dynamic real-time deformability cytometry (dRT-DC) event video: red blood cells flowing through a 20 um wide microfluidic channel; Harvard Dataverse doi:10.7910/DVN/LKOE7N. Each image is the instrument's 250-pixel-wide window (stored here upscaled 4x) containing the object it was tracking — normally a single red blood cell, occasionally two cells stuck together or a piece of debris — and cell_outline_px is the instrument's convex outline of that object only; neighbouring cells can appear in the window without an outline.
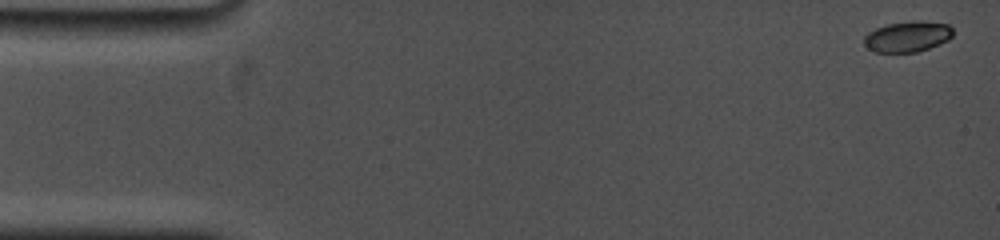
{"species": "common noctule bat (a hibernating species)", "species_latin": "Nyctalus noctula", "temperature_condition": "cold", "stored_images_in_passage": 30, "camera_frame_rate_fps": 5000, "um_per_image_px": 0.085, "animal": {"sex": "female", "body_mass_g": 19.0, "forearm_length_mm": 53.3}, "frame": {"image": 1, "passage_image": 1, "time_ms": 0.0, "image_size_px": [1000, 240], "cell_outline_px": [[952, 36], [948, 40], [928, 48], [916, 52], [876, 52], [868, 48], [864, 44], [864, 36], [868, 32], [876, 28], [888, 24], [912, 20], [916, 20], [948, 24], [952, 28]], "centroid_in_image_um": [77.13, 3.1], "position_along_channel_um": 7.9, "area_um2": 15.84}}
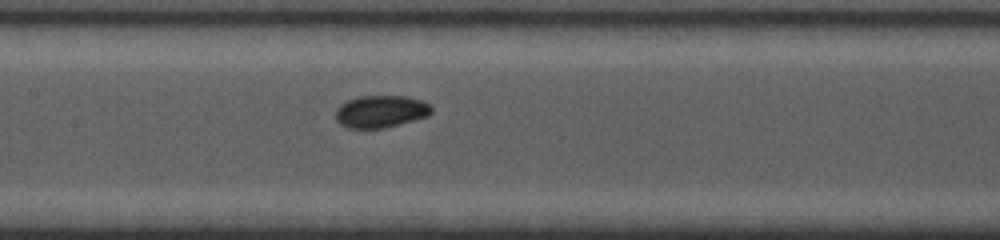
{"frame": {"image": 2, "passage_image": 15, "time_ms": 8.0, "image_size_px": [1000, 240], "cell_outline_px": [[432, 112], [428, 116], [400, 124], [384, 128], [348, 128], [340, 124], [336, 120], [336, 108], [340, 104], [348, 100], [360, 96], [408, 96], [420, 100], [428, 104], [432, 108]], "centroid_in_image_um": [32.35, 9.48], "position_along_channel_um": 175.0, "area_um2": 18.03}}
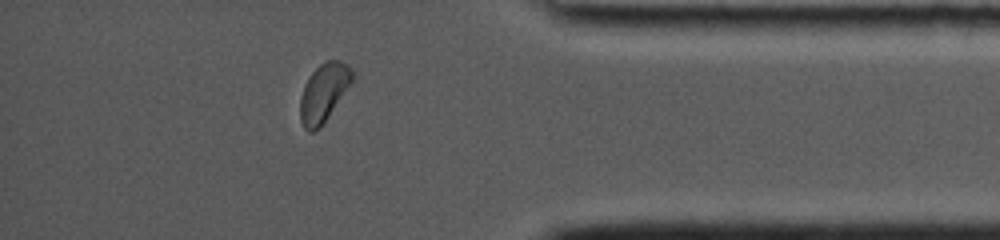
{"frame": {"image": 3, "passage_image": 26, "time_ms": 14.6, "image_size_px": [1000, 240], "cell_outline_px": [[356, 76], [320, 128], [312, 132], [308, 132], [304, 128], [300, 120], [300, 96], [304, 84], [312, 72], [324, 60], [340, 60], [348, 64], [352, 68]], "centroid_in_image_um": [27.52, 7.85], "position_along_channel_um": 407.7, "area_um2": 17.86}, "authors_computed_cell_mechanics": {"area_um2": 17.4845, "velocity_mm_per_s": 3.6993, "shape_relaxation_time_tau1_ms": 4.5029, "shape_relaxation_time_tau2_ms": 4.3785, "deformation_change_tau1": 0.0952, "deformation_change_tau2": 0.0674}}